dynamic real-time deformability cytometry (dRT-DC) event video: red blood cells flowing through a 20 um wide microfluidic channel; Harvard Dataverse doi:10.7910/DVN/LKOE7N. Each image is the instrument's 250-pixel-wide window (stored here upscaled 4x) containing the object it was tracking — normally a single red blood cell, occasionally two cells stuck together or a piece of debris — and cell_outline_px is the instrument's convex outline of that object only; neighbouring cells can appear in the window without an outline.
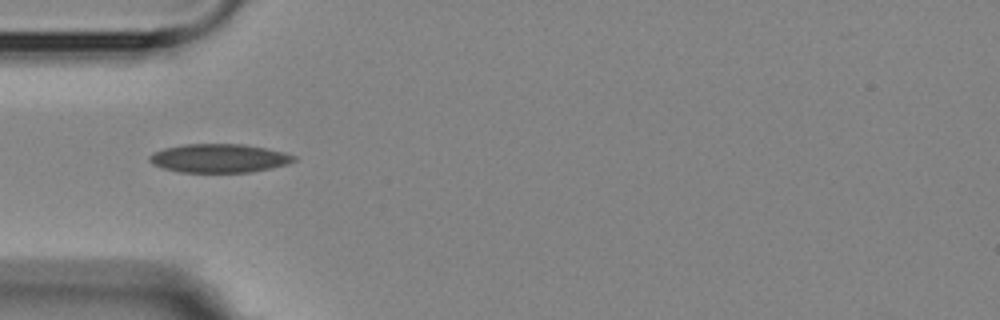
{"species": "Egyptian fruit bat (a non-hibernating species)", "species_latin": "Rousettus aegyptiacus", "temperature_condition": "room temperature", "stored_images_in_passage": 7, "camera_frame_rate_fps": 3000, "um_per_image_px": 0.085, "animal": {"sex": "female"}, "frame": {"image": 1, "passage_image": 1, "time_ms": 0.0, "image_size_px": [1000, 320], "cell_outline_px": [[296, 160], [288, 164], [272, 168], [252, 172], [180, 172], [164, 168], [152, 164], [148, 160], [148, 156], [152, 152], [164, 148], [184, 144], [244, 144], [284, 152], [296, 156]], "centroid_in_image_um": [18.61, 13.45], "position_along_channel_um": 66.4, "area_um2": 24.22}}
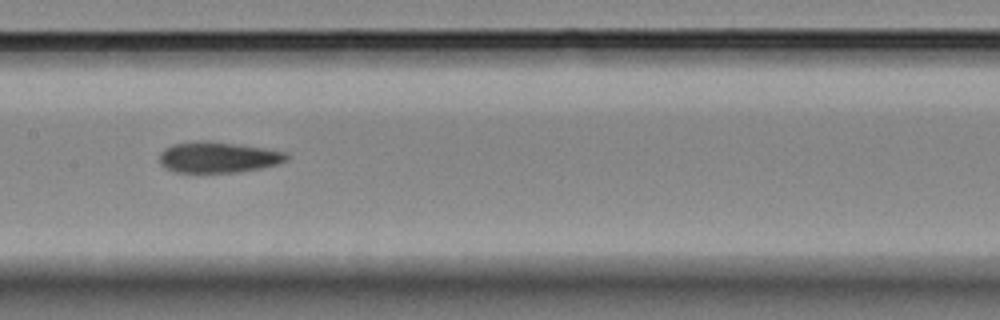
{"frame": {"image": 2, "passage_image": 4, "time_ms": 3.333, "image_size_px": [1000, 320], "cell_outline_px": [[288, 160], [276, 164], [260, 168], [240, 172], [176, 172], [164, 168], [160, 164], [160, 152], [164, 148], [172, 144], [196, 140], [208, 140], [264, 148], [284, 152], [288, 156]], "centroid_in_image_um": [18.49, 13.36], "position_along_channel_um": 188.9, "area_um2": 22.95}}
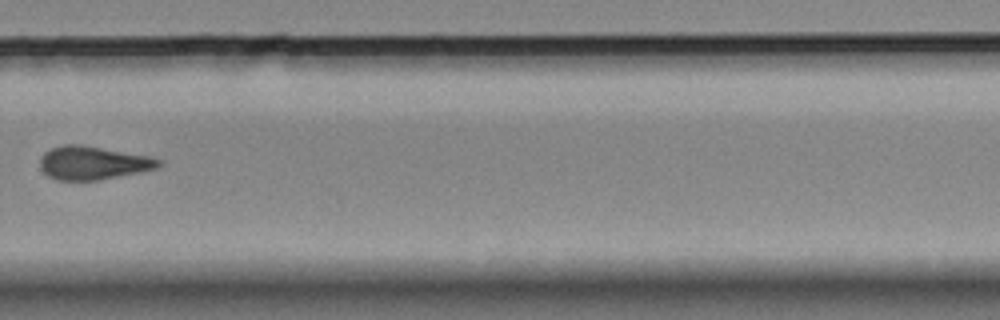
{"frame": {"image": 3, "passage_image": 7, "time_ms": 7.0, "image_size_px": [1000, 320], "cell_outline_px": [[160, 164], [156, 168], [140, 172], [100, 180], [56, 180], [48, 176], [40, 168], [40, 156], [44, 152], [52, 148], [64, 144], [84, 144], [152, 156], [160, 160]], "centroid_in_image_um": [7.89, 13.83], "position_along_channel_um": 321.9, "area_um2": 23.35}}